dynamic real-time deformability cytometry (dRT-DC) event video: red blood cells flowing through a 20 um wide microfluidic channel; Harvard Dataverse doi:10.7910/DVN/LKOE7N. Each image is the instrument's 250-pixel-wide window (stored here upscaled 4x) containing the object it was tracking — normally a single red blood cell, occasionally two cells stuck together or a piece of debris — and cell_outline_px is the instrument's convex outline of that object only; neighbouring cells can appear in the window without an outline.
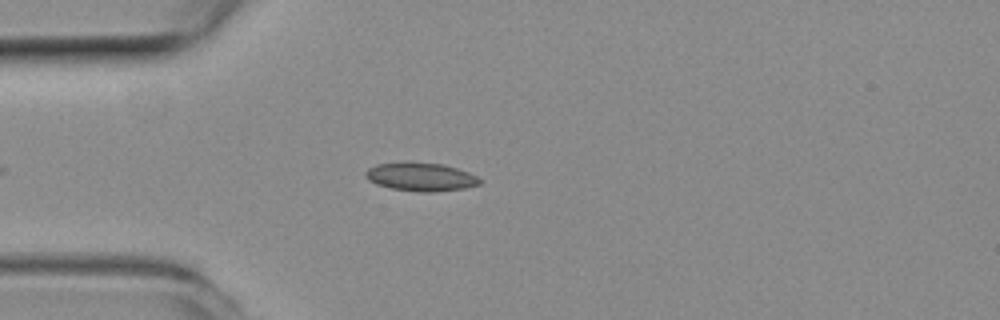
{"species": "common noctule bat (a hibernating species)", "species_latin": "Nyctalus noctula", "temperature_condition": "room temperature", "stored_images_in_passage": 21, "camera_frame_rate_fps": 3000, "um_per_image_px": 0.085, "animal": {"sex": "female", "body_mass_g": 19.3, "forearm_length_mm": 54.1}, "frame": {"image": 1, "passage_image": 1, "time_ms": 0.0, "image_size_px": [1000, 320], "cell_outline_px": [[480, 184], [464, 188], [432, 192], [420, 192], [392, 188], [376, 184], [368, 180], [364, 176], [364, 172], [368, 168], [376, 164], [444, 164], [468, 172], [476, 176], [480, 180]], "centroid_in_image_um": [35.75, 15.06], "position_along_channel_um": 49.2, "area_um2": 18.26}}
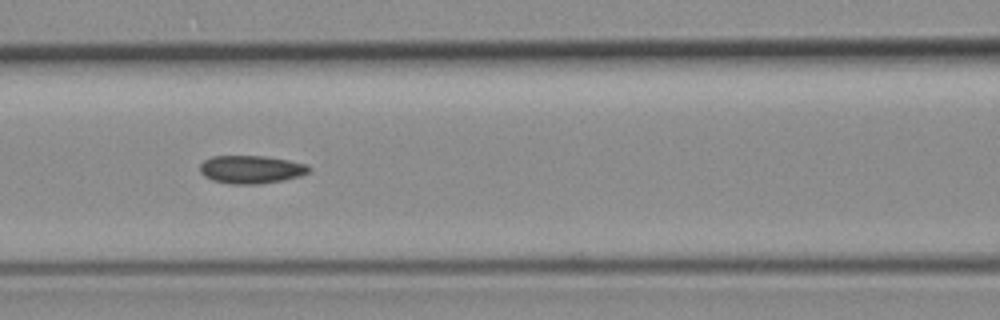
{"frame": {"image": 2, "passage_image": 9, "time_ms": 2.667, "image_size_px": [1000, 320], "cell_outline_px": [[312, 168], [308, 172], [300, 176], [284, 180], [260, 184], [232, 184], [212, 180], [204, 176], [200, 172], [200, 164], [204, 160], [212, 156], [264, 156], [288, 160], [308, 164]], "centroid_in_image_um": [21.36, 14.4], "position_along_channel_um": 145.2, "area_um2": 17.92}}
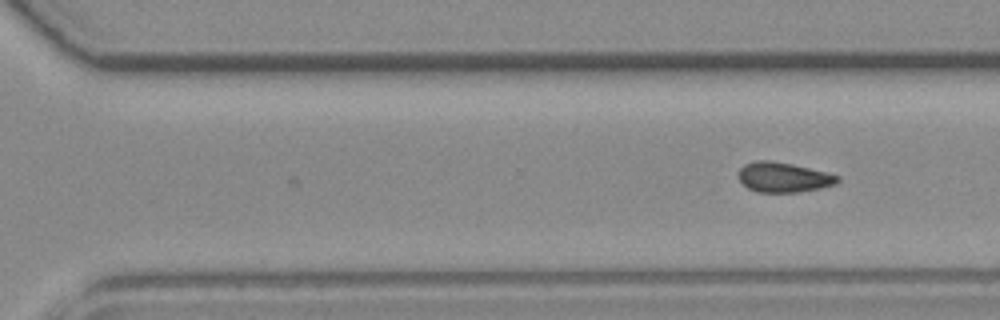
{"frame": {"image": 3, "passage_image": 21, "time_ms": 6.667, "image_size_px": [1000, 320], "cell_outline_px": [[840, 180], [836, 184], [820, 188], [800, 192], [756, 192], [748, 188], [736, 176], [740, 168], [744, 164], [756, 160], [768, 160], [792, 164], [840, 176]], "centroid_in_image_um": [66.56, 15.07], "position_along_channel_um": 304.0, "area_um2": 17.28}}